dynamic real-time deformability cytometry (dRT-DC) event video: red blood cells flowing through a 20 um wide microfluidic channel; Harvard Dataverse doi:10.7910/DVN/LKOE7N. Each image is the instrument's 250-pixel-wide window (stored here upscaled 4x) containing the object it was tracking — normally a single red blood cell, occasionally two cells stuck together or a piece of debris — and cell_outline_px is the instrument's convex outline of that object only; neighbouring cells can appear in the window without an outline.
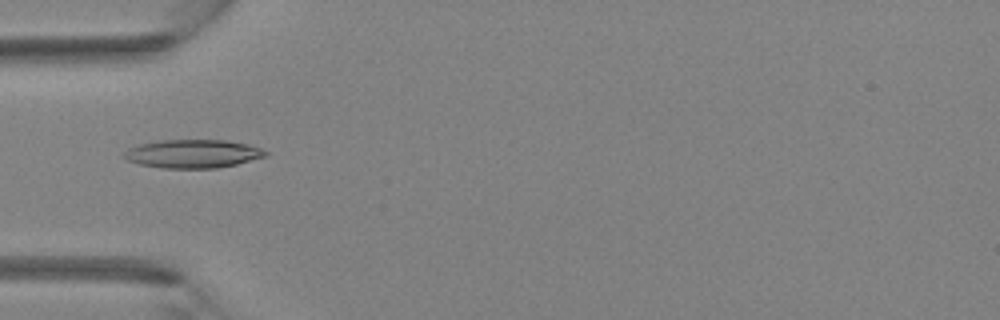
{"species": "Egyptian fruit bat (a non-hibernating species)", "species_latin": "Rousettus aegyptiacus", "temperature_condition": "room temperature", "stored_images_in_passage": 1, "camera_frame_rate_fps": 3000, "um_per_image_px": 0.085, "animal": {"sex": "female"}, "frame": {"image": 1, "passage_image": 1, "time_ms": 0.0, "image_size_px": [1000, 320], "cell_outline_px": [[268, 156], [236, 164], [216, 168], [160, 168], [140, 164], [128, 160], [120, 156], [128, 148], [140, 144], [160, 140], [224, 140], [248, 144], [260, 148], [268, 152]], "centroid_in_image_um": [16.38, 13.07], "position_along_channel_um": 68.6, "area_um2": 23.47}}